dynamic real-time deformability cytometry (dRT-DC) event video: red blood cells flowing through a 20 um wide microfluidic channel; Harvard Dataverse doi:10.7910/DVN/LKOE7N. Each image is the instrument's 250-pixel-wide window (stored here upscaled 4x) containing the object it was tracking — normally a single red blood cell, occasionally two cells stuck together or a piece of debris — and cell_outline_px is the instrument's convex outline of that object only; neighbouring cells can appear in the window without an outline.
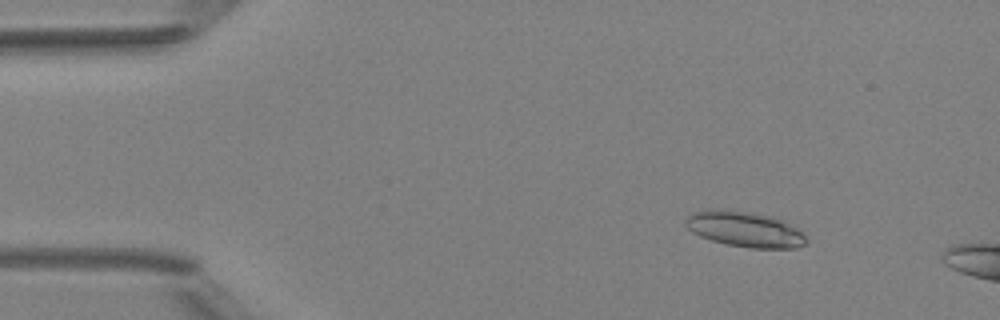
{"species": "Egyptian fruit bat (a non-hibernating species)", "species_latin": "Rousettus aegyptiacus", "temperature_condition": "room temperature", "stored_images_in_passage": 4, "camera_frame_rate_fps": 3000, "um_per_image_px": 0.085, "animal": {"sex": "female"}, "frame": {"image": 1, "passage_image": 2, "time_ms": 1.333, "image_size_px": [1000, 320], "cell_outline_px": [[808, 240], [804, 244], [796, 248], [752, 248], [728, 244], [712, 240], [700, 236], [692, 232], [684, 224], [684, 216], [692, 212], [708, 208], [716, 208], [748, 212], [772, 216], [784, 220], [796, 228]], "centroid_in_image_um": [63.24, 19.46], "position_along_channel_um": 21.8, "area_um2": 25.09}}